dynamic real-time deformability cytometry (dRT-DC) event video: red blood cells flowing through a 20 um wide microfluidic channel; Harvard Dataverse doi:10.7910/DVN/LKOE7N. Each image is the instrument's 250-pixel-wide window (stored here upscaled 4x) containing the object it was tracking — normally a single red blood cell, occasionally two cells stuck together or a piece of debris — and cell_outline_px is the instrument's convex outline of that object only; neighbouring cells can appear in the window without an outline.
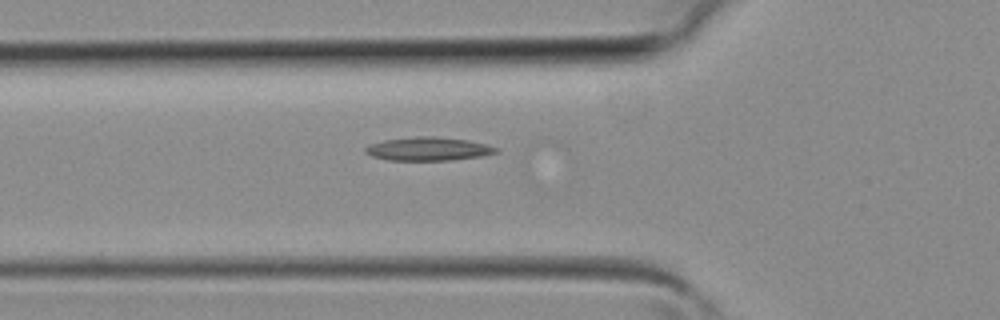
{"species": "common noctule bat (a hibernating species)", "species_latin": "Nyctalus noctula", "temperature_condition": "room temperature", "stored_images_in_passage": 9, "camera_frame_rate_fps": 3000, "um_per_image_px": 0.085, "animal": {"sex": "female", "body_mass_g": 19.3, "forearm_length_mm": 54.1}, "frame": {"image": 1, "passage_image": 5, "time_ms": 1.333, "image_size_px": [1000, 320], "cell_outline_px": [[500, 152], [480, 156], [452, 160], [388, 160], [372, 156], [364, 152], [364, 148], [372, 144], [384, 140], [420, 136], [432, 136], [468, 140], [500, 148]], "centroid_in_image_um": [36.43, 12.66], "position_along_channel_um": 89.4, "area_um2": 17.74}}
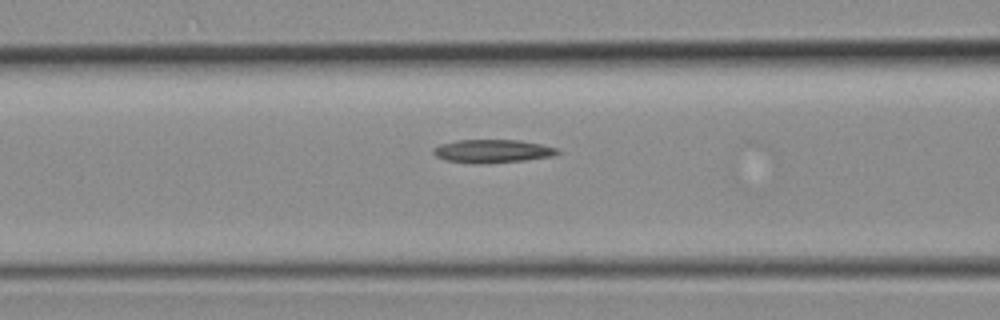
{"frame": {"image": 2, "passage_image": 7, "time_ms": 2.0, "image_size_px": [1000, 320], "cell_outline_px": [[560, 152], [552, 156], [524, 160], [484, 164], [472, 164], [444, 160], [436, 156], [432, 152], [432, 148], [440, 144], [456, 140], [520, 140], [540, 144], [556, 148]], "centroid_in_image_um": [41.79, 12.85], "position_along_channel_um": 124.8, "area_um2": 16.94}}